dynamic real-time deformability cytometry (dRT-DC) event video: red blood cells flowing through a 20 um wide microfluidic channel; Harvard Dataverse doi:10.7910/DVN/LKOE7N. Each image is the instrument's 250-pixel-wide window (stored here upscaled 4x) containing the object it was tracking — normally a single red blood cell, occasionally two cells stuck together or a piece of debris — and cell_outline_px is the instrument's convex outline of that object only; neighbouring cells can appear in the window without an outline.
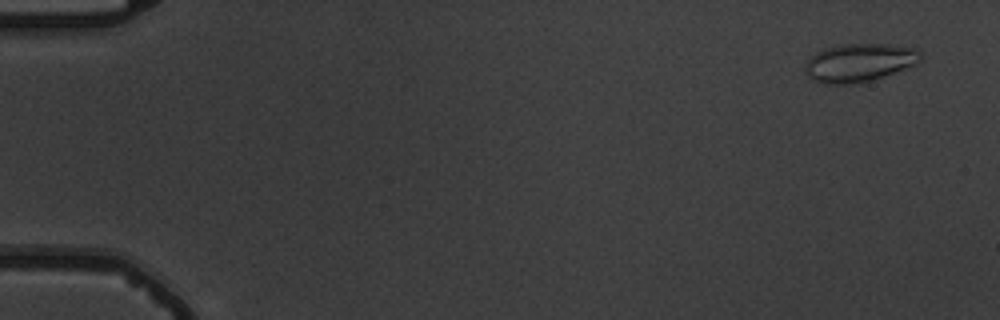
{"species": "common noctule bat (a hibernating species)", "species_latin": "Nyctalus noctula", "temperature_condition": "warm", "stored_images_in_passage": 5, "camera_frame_rate_fps": 3000, "um_per_image_px": 0.085, "animal": {"sex": "male", "body_mass_g": 19.5, "forearm_length_mm": 54.6}, "frame": {"image": 1, "passage_image": 1, "time_ms": 0.0, "image_size_px": [1000, 320], "cell_outline_px": [[924, 60], [916, 64], [868, 80], [844, 84], [828, 84], [812, 80], [804, 72], [804, 68], [808, 60], [816, 52], [824, 48], [840, 44], [888, 44], [916, 48], [924, 56]], "centroid_in_image_um": [73.03, 5.29], "position_along_channel_um": 12.0, "area_um2": 25.49}}
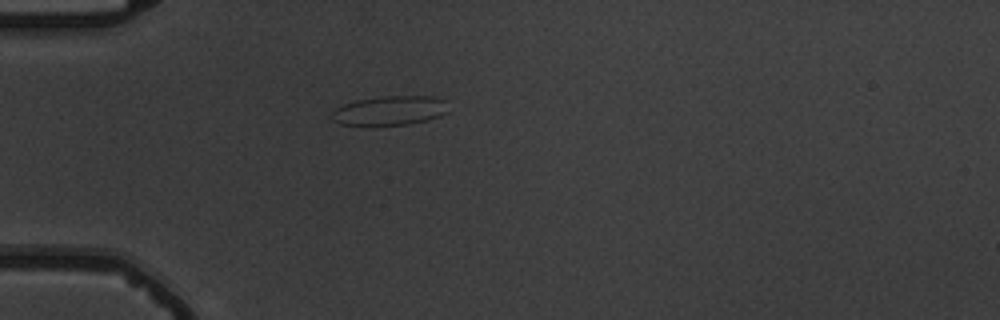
{"frame": {"image": 2, "passage_image": 5, "time_ms": 4.667, "image_size_px": [1000, 320], "cell_outline_px": [[448, 112], [440, 116], [428, 120], [408, 124], [364, 128], [340, 124], [332, 120], [332, 112], [336, 108], [344, 104], [356, 100], [380, 96], [436, 96], [448, 100]], "centroid_in_image_um": [33.13, 9.43], "position_along_channel_um": 51.9, "area_um2": 20.92}}